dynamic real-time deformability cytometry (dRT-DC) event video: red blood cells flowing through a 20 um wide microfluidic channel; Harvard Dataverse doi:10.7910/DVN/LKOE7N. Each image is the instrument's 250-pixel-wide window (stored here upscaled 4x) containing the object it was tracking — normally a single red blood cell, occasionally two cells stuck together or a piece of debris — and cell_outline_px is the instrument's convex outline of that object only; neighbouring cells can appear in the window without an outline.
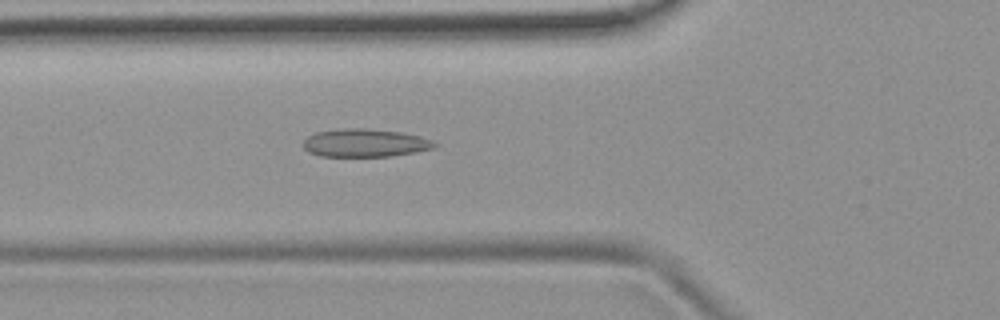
{"species": "common noctule bat (a hibernating species)", "species_latin": "Nyctalus noctula", "temperature_condition": "room temperature", "stored_images_in_passage": 46, "camera_frame_rate_fps": 3000, "um_per_image_px": 0.085, "animal": {"sex": "female", "body_mass_g": 19.9}, "frame": {"image": 1, "passage_image": 12, "time_ms": 3.667, "image_size_px": [1000, 320], "cell_outline_px": [[440, 144], [432, 148], [392, 156], [320, 156], [308, 152], [304, 148], [304, 140], [308, 136], [316, 132], [344, 128], [364, 128], [400, 132], [420, 136], [432, 140]], "centroid_in_image_um": [31.02, 12.14], "position_along_channel_um": 94.8, "area_um2": 21.33}}
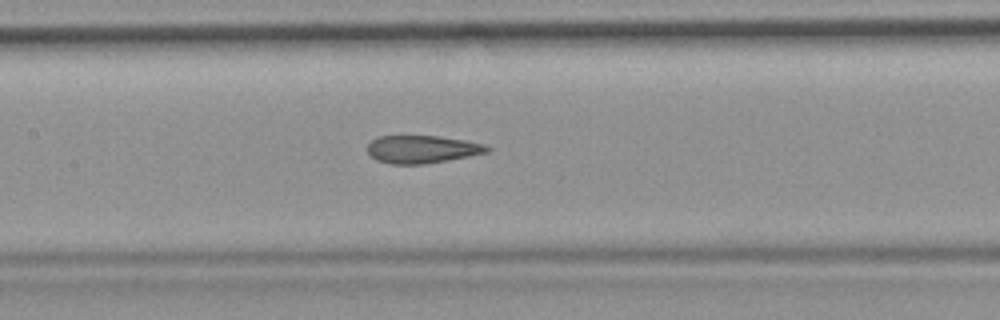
{"frame": {"image": 2, "passage_image": 18, "time_ms": 5.667, "image_size_px": [1000, 320], "cell_outline_px": [[492, 148], [488, 152], [448, 160], [424, 164], [392, 164], [376, 160], [368, 152], [368, 144], [372, 140], [380, 136], [436, 136], [464, 140], [484, 144]], "centroid_in_image_um": [35.88, 12.69], "position_along_channel_um": 171.5, "area_um2": 19.19}}
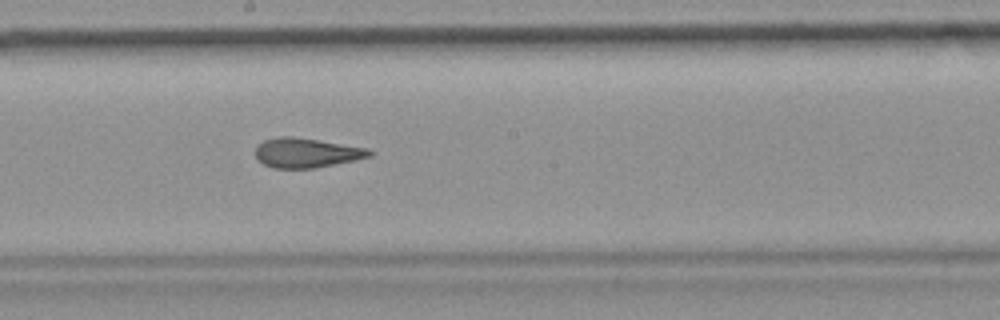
{"frame": {"image": 3, "passage_image": 22, "time_ms": 7.0, "image_size_px": [1000, 320], "cell_outline_px": [[376, 152], [372, 156], [316, 168], [272, 168], [256, 160], [256, 148], [264, 140], [276, 136], [292, 136], [320, 140], [368, 148]], "centroid_in_image_um": [26.06, 12.98], "position_along_channel_um": 222.1, "area_um2": 19.83}, "authors_computed_cell_mechanics": {"area_um2": 20.4323, "velocity_mm_per_s": 3.8204, "shape_relaxation_time_tau1_ms": null, "shape_relaxation_time_tau2_ms": 1.6724, "deformation_change_tau1": null, "deformation_change_tau2": 0.0903}}